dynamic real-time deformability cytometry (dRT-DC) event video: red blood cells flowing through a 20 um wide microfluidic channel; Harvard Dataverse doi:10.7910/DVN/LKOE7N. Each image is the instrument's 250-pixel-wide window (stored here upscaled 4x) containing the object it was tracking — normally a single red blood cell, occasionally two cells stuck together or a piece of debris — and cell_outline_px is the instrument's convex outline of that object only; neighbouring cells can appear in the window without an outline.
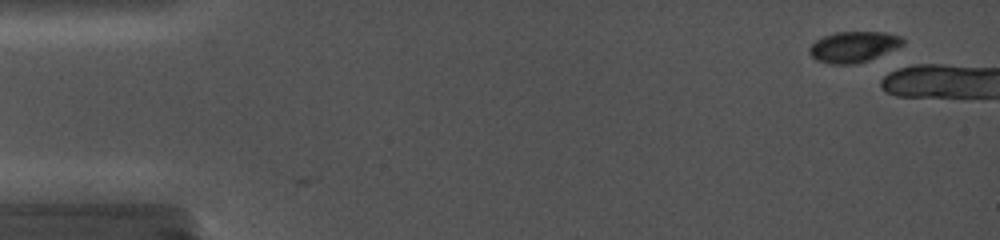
{"species": "common noctule bat (a hibernating species)", "species_latin": "Nyctalus noctula", "temperature_condition": "cold", "stored_images_in_passage": 2, "camera_frame_rate_fps": 5000, "um_per_image_px": 0.085, "animal": {"sex": "female", "body_mass_g": 19.0, "forearm_length_mm": 56.7}, "frame": {"image": 1, "passage_image": 1, "time_ms": 0.0, "image_size_px": [1000, 240], "cell_outline_px": [[904, 44], [896, 48], [868, 60], [856, 64], [832, 64], [816, 60], [808, 52], [808, 48], [816, 40], [824, 36], [836, 32], [888, 32], [900, 36], [904, 40]], "centroid_in_image_um": [72.54, 3.97], "position_along_channel_um": 12.5, "area_um2": 16.7}}